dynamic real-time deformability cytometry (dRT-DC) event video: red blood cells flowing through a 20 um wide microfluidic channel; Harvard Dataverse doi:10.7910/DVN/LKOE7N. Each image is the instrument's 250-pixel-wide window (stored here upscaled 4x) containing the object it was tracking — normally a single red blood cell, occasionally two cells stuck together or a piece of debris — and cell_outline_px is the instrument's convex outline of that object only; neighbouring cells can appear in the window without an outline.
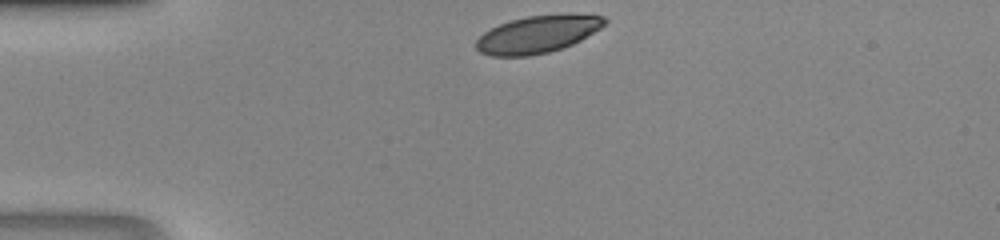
{"species": "human", "species_latin": "Homo sapiens", "temperature_condition": "room temperature", "stored_images_in_passage": 27, "camera_frame_rate_fps": 3000, "um_per_image_px": 0.085, "donor": {"sex": "male"}, "frame": {"image": 1, "passage_image": 1, "time_ms": 0.0, "image_size_px": [1000, 240], "cell_outline_px": [[608, 20], [600, 28], [580, 40], [572, 44], [548, 52], [528, 56], [492, 56], [480, 52], [476, 48], [476, 40], [484, 32], [500, 24], [512, 20], [528, 16], [604, 16]], "centroid_in_image_um": [45.63, 2.95], "position_along_channel_um": 39.4, "area_um2": 26.93}}
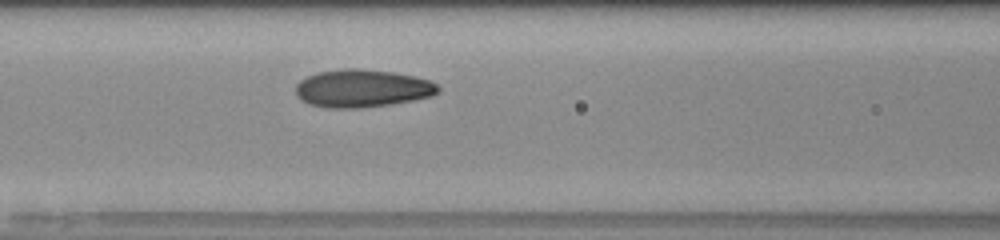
{"frame": {"image": 2, "passage_image": 10, "time_ms": 3.0, "image_size_px": [1000, 240], "cell_outline_px": [[440, 92], [432, 96], [392, 104], [360, 108], [324, 108], [308, 104], [300, 100], [296, 96], [296, 84], [300, 80], [316, 72], [344, 68], [360, 68], [392, 72], [416, 76], [428, 80], [436, 84], [440, 88]], "centroid_in_image_um": [30.76, 7.51], "position_along_channel_um": 135.8, "area_um2": 31.73}}
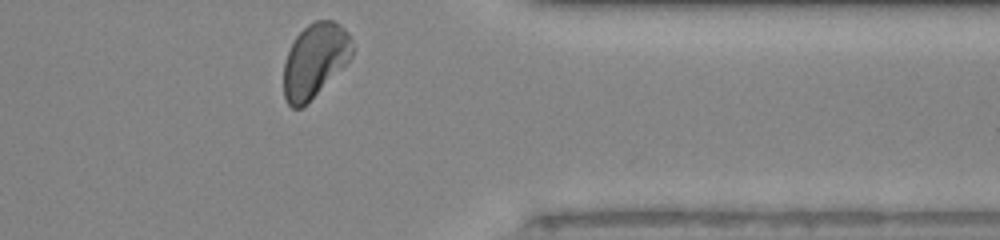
{"frame": {"image": 3, "passage_image": 27, "time_ms": 8.667, "image_size_px": [1000, 240], "cell_outline_px": [[356, 48], [352, 56], [300, 108], [292, 108], [288, 104], [284, 96], [284, 64], [288, 52], [296, 36], [308, 24], [316, 20], [332, 20], [340, 24], [348, 32]], "centroid_in_image_um": [26.77, 5.07], "position_along_channel_um": 384.6, "area_um2": 28.9}}